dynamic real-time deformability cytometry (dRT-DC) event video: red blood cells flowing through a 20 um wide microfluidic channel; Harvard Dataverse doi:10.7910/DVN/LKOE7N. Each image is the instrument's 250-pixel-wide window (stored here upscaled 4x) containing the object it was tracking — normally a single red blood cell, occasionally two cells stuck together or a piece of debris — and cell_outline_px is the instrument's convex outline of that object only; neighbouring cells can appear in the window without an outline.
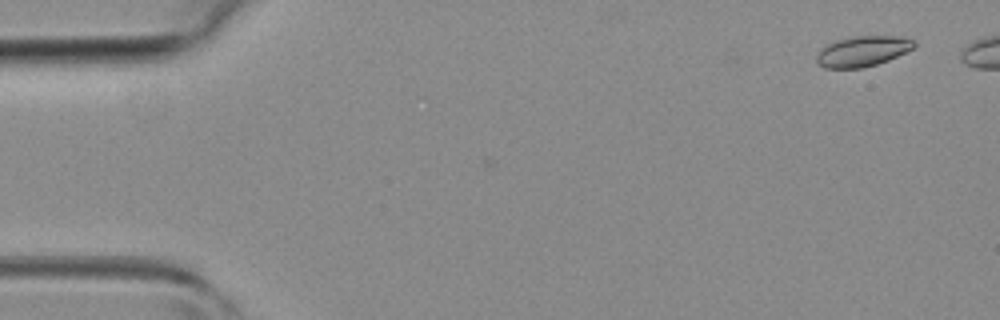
{"species": "common noctule bat (a hibernating species)", "species_latin": "Nyctalus noctula", "temperature_condition": "room temperature", "stored_images_in_passage": 37, "camera_frame_rate_fps": 3000, "um_per_image_px": 0.085, "animal": {"sex": "female", "body_mass_g": 19.3, "forearm_length_mm": 54.1}, "frame": {"image": 1, "passage_image": 3, "time_ms": 0.667, "image_size_px": [1000, 320], "cell_outline_px": [[916, 48], [888, 60], [876, 64], [860, 68], [824, 68], [816, 60], [816, 56], [820, 48], [836, 40], [852, 36], [892, 36], [912, 40], [916, 44]], "centroid_in_image_um": [73.3, 4.35], "position_along_channel_um": 11.7, "area_um2": 17.22}}
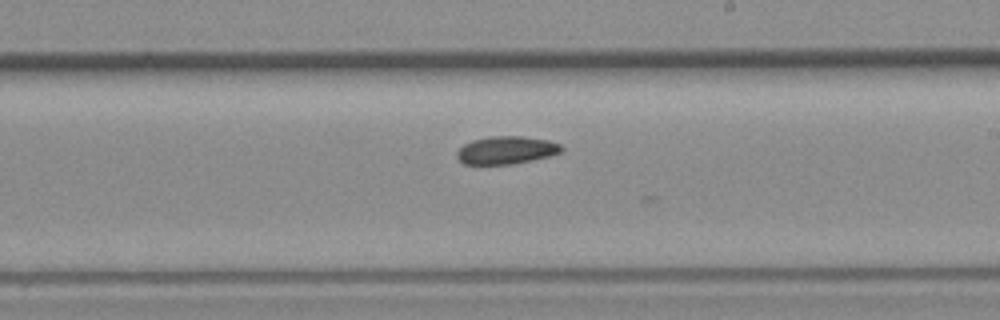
{"frame": {"image": 2, "passage_image": 27, "time_ms": 8.667, "image_size_px": [1000, 320], "cell_outline_px": [[564, 148], [560, 152], [548, 156], [532, 160], [512, 164], [464, 164], [456, 156], [456, 152], [464, 144], [472, 140], [492, 136], [520, 136], [548, 140], [560, 144]], "centroid_in_image_um": [43.02, 12.76], "position_along_channel_um": 246.0, "area_um2": 16.82}}
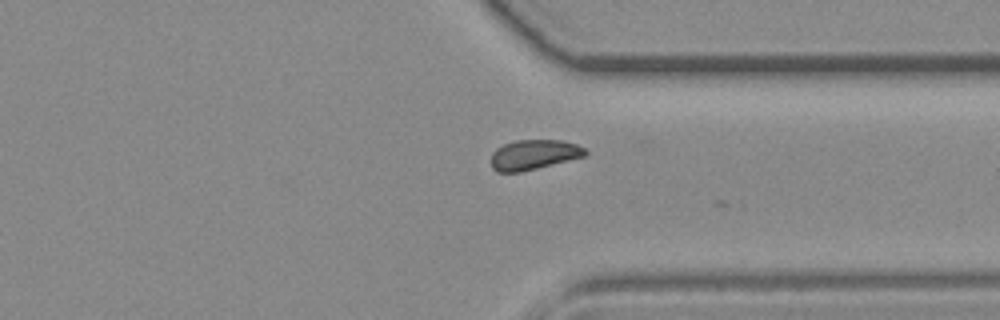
{"frame": {"image": 3, "passage_image": 35, "time_ms": 11.333, "image_size_px": [1000, 320], "cell_outline_px": [[588, 152], [584, 156], [520, 172], [496, 172], [492, 168], [492, 152], [496, 148], [504, 144], [516, 140], [560, 140], [576, 144], [584, 148]], "centroid_in_image_um": [45.34, 13.14], "position_along_channel_um": 366.1, "area_um2": 16.24}}